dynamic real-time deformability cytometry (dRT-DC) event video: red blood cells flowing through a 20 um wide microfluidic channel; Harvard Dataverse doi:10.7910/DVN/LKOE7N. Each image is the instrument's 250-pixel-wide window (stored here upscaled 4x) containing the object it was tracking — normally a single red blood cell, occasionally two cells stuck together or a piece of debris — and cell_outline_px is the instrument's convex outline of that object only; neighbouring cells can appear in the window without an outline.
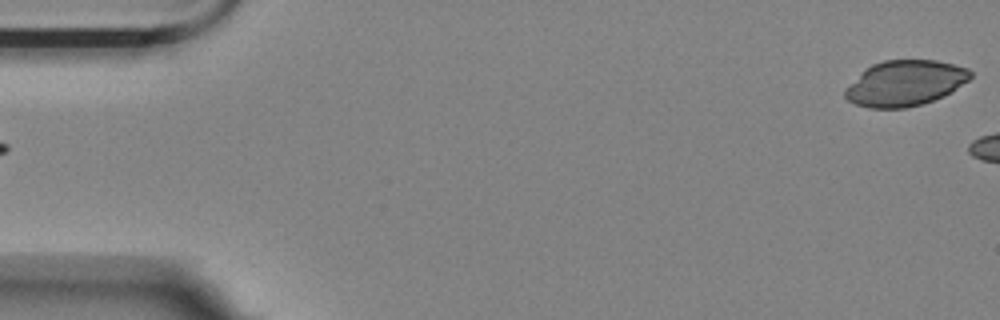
{"species": "Egyptian fruit bat (a non-hibernating species)", "species_latin": "Rousettus aegyptiacus", "temperature_condition": "room temperature", "stored_images_in_passage": 6, "segment_of_instrument_passage": [2, 2], "camera_frame_rate_fps": 3000, "um_per_image_px": 0.085, "animal": {"sex": "female"}, "frame": {"image": 1, "passage_image": 6, "time_ms": 1.667, "image_size_px": [1000, 320], "cell_outline_px": [[972, 76], [968, 80], [944, 96], [924, 104], [904, 108], [868, 108], [856, 104], [848, 100], [844, 96], [844, 88], [860, 72], [872, 64], [884, 60], [936, 60], [968, 68], [972, 72]], "centroid_in_image_um": [76.9, 7.07], "position_along_channel_um": 8.1, "area_um2": 33.41}}